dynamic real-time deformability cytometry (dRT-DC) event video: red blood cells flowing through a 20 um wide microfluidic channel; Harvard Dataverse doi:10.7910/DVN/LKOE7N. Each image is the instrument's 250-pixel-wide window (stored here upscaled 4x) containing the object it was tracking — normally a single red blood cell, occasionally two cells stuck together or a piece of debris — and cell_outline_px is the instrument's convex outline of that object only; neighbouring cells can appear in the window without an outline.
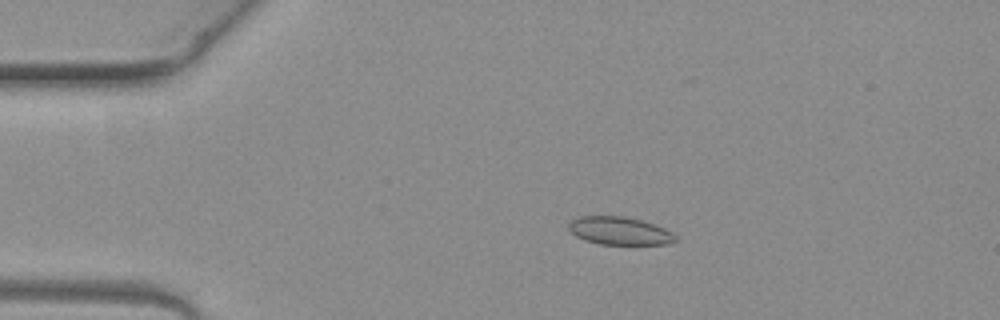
{"species": "common noctule bat (a hibernating species)", "species_latin": "Nyctalus noctula", "temperature_condition": "warm", "stored_images_in_passage": 4, "camera_frame_rate_fps": 3000, "um_per_image_px": 0.085, "animal": {"sex": "female", "body_mass_g": 19.3, "forearm_length_mm": 54.1}, "frame": {"image": 1, "passage_image": 2, "time_ms": 0.333, "image_size_px": [1000, 320], "cell_outline_px": [[680, 240], [668, 244], [600, 244], [584, 240], [576, 236], [568, 228], [568, 224], [572, 220], [580, 216], [624, 216], [640, 220], [664, 228], [672, 232]], "centroid_in_image_um": [52.68, 19.63], "position_along_channel_um": 32.3, "area_um2": 17.34}}
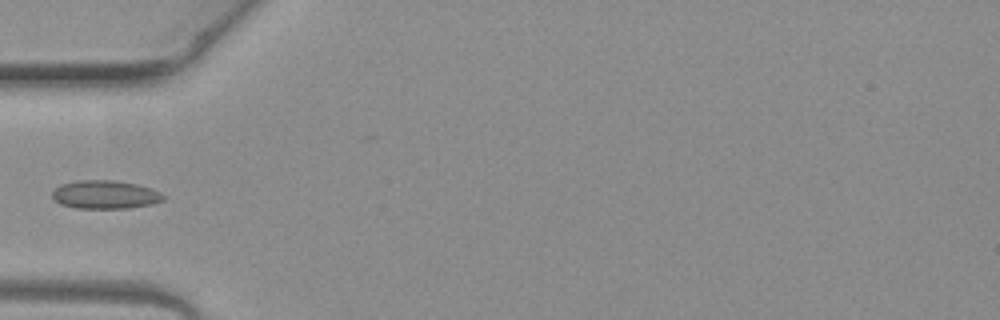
{"frame": {"image": 2, "passage_image": 4, "time_ms": 1.0, "image_size_px": [1000, 320], "cell_outline_px": [[164, 200], [152, 204], [128, 208], [76, 208], [60, 204], [52, 196], [52, 192], [60, 184], [76, 180], [112, 180], [136, 184], [152, 188], [160, 192], [164, 196]], "centroid_in_image_um": [8.94, 16.54], "position_along_channel_um": 76.1, "area_um2": 18.38}}